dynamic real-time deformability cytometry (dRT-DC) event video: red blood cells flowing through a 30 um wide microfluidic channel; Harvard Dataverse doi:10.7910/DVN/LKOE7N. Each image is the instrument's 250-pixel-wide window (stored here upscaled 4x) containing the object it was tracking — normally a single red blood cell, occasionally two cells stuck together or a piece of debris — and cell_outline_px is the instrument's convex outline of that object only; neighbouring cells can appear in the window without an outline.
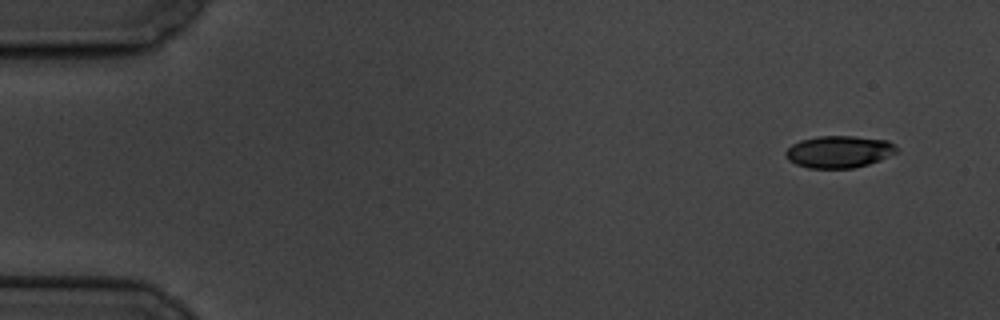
{"species": "common noctule bat (a hibernating species)", "species_latin": "Nyctalus noctula", "temperature_condition": "cold", "stored_images_in_passage": 5, "camera_frame_rate_fps": 3000, "um_per_image_px": 0.085, "animal": {"sex": "male", "body_mass_g": 19.5, "forearm_length_mm": 54.6}, "frame": {"image": 1, "passage_image": 1, "time_ms": 0.0, "image_size_px": [1000, 320], "cell_outline_px": [[900, 148], [896, 152], [880, 160], [868, 164], [852, 168], [808, 168], [796, 164], [788, 160], [784, 156], [784, 152], [792, 144], [800, 140], [816, 136], [856, 136], [888, 140], [896, 144]], "centroid_in_image_um": [71.32, 12.89], "position_along_channel_um": 13.7, "area_um2": 20.98}}
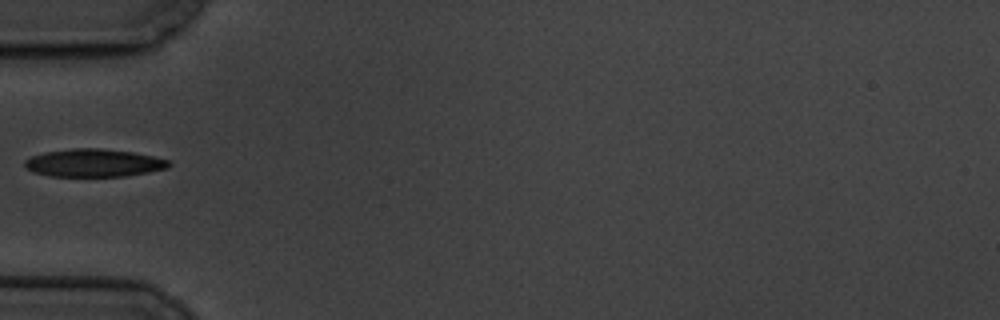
{"frame": {"image": 2, "passage_image": 5, "time_ms": 5.333, "image_size_px": [1000, 320], "cell_outline_px": [[172, 164], [168, 168], [148, 172], [124, 176], [48, 176], [32, 172], [24, 168], [24, 160], [32, 156], [44, 152], [72, 148], [100, 148], [132, 152], [152, 156], [168, 160]], "centroid_in_image_um": [7.93, 13.85], "position_along_channel_um": 77.1, "area_um2": 23.47}}